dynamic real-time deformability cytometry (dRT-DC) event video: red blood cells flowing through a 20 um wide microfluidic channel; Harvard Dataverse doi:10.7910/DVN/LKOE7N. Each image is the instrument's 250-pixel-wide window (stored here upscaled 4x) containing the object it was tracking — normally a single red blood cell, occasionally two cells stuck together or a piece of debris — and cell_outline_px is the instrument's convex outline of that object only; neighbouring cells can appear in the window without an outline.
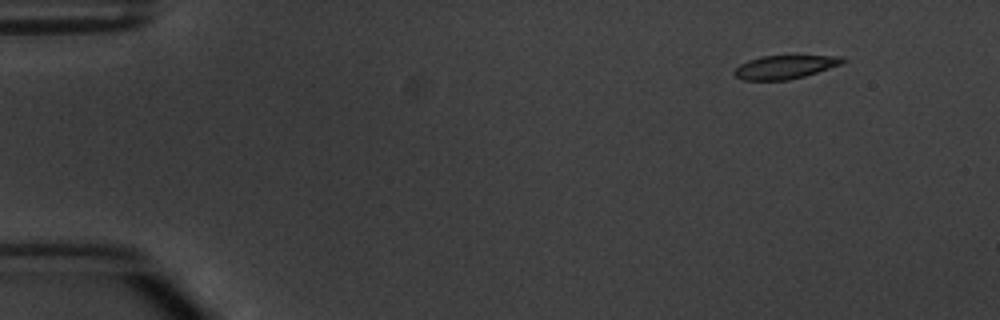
{"species": "common noctule bat (a hibernating species)", "species_latin": "Nyctalus noctula", "temperature_condition": "warm", "stored_images_in_passage": 6, "segment_of_instrument_passage": [2, 2], "camera_frame_rate_fps": 3000, "um_per_image_px": 0.085, "animal": {"sex": "male", "body_mass_g": 20.1, "forearm_length_mm": 53.5}, "frame": {"image": 1, "passage_image": 6, "time_ms": 6.667, "image_size_px": [1000, 320], "cell_outline_px": [[848, 60], [840, 64], [804, 76], [788, 80], [744, 80], [736, 76], [732, 72], [740, 64], [748, 60], [764, 56], [844, 56]], "centroid_in_image_um": [66.71, 5.69], "position_along_channel_um": 18.3, "area_um2": 14.62}}